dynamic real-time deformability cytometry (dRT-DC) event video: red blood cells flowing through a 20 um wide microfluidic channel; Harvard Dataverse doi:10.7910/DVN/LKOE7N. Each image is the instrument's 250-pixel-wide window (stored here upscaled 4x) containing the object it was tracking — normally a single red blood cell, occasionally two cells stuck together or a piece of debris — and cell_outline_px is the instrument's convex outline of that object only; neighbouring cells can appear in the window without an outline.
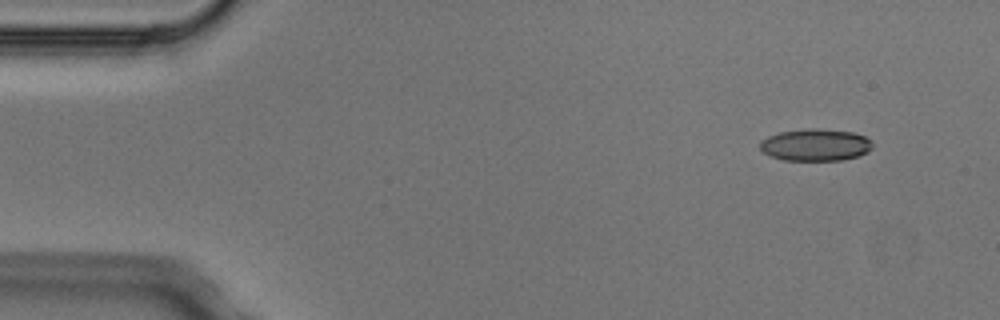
{"species": "Egyptian fruit bat (a non-hibernating species)", "species_latin": "Rousettus aegyptiacus", "temperature_condition": "cold", "stored_images_in_passage": 5, "camera_frame_rate_fps": 3000, "um_per_image_px": 0.085, "animal": {"sex": "male"}, "frame": {"image": 1, "passage_image": 2, "time_ms": 0.333, "image_size_px": [1000, 320], "cell_outline_px": [[872, 148], [868, 152], [844, 160], [784, 160], [772, 156], [764, 152], [760, 148], [760, 140], [768, 136], [780, 132], [808, 128], [816, 128], [852, 132], [864, 136], [872, 140]], "centroid_in_image_um": [69.33, 12.31], "position_along_channel_um": 15.7, "area_um2": 20.98}}
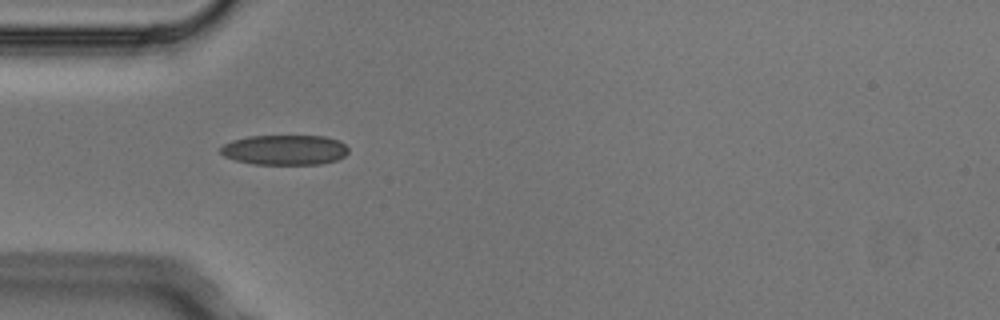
{"frame": {"image": 2, "passage_image": 4, "time_ms": 1.0, "image_size_px": [1000, 320], "cell_outline_px": [[348, 152], [344, 156], [336, 160], [320, 164], [256, 164], [236, 160], [224, 156], [220, 152], [220, 148], [224, 144], [232, 140], [248, 136], [324, 136], [340, 140], [348, 148]], "centroid_in_image_um": [24.21, 12.73], "position_along_channel_um": 60.8, "area_um2": 22.37}}
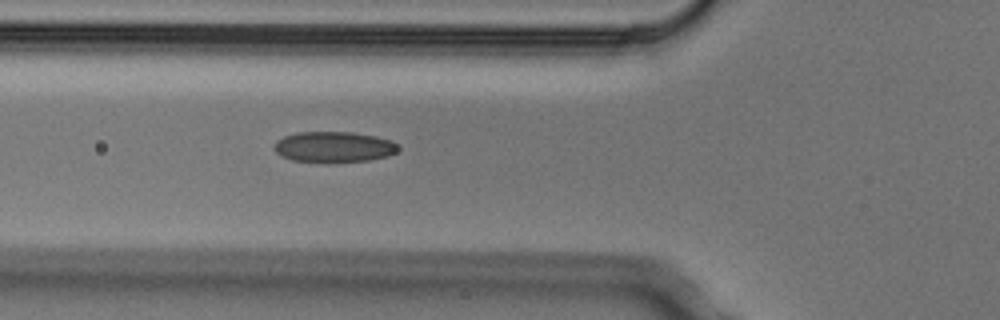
{"frame": {"image": 3, "passage_image": 5, "time_ms": 1.333, "image_size_px": [1000, 320], "cell_outline_px": [[400, 148], [396, 152], [388, 156], [368, 160], [328, 164], [292, 160], [280, 156], [272, 148], [276, 140], [284, 136], [296, 132], [352, 132], [376, 136], [392, 140]], "centroid_in_image_um": [28.34, 12.51], "position_along_channel_um": 97.5, "area_um2": 22.83}}